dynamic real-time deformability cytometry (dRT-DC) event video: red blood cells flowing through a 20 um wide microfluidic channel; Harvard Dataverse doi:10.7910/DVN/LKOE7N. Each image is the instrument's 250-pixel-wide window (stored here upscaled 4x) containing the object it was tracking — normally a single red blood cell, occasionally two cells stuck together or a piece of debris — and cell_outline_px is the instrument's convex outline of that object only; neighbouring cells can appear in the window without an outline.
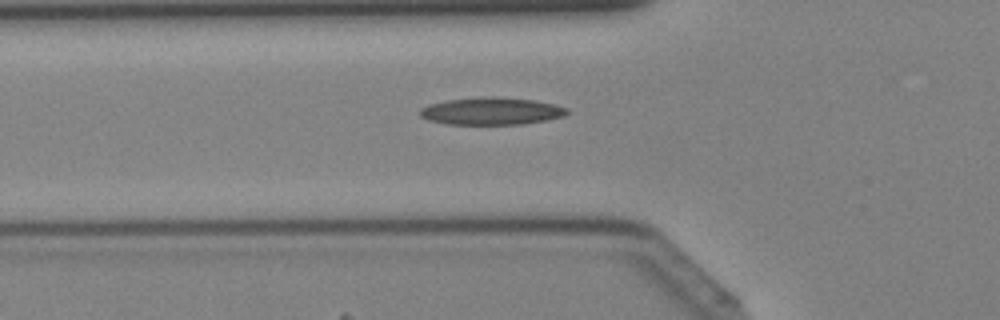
{"species": "Egyptian fruit bat (a non-hibernating species)", "species_latin": "Rousettus aegyptiacus", "temperature_condition": "cold", "stored_images_in_passage": 42, "camera_frame_rate_fps": 3000, "um_per_image_px": 0.085, "animal": {"sex": "female"}, "frame": {"image": 1, "passage_image": 15, "time_ms": 4.667, "image_size_px": [1000, 320], "cell_outline_px": [[568, 112], [564, 116], [524, 124], [448, 124], [428, 120], [420, 116], [420, 108], [428, 104], [444, 100], [484, 96], [532, 100], [552, 104], [568, 108]], "centroid_in_image_um": [41.71, 9.44], "position_along_channel_um": 84.1, "area_um2": 23.29}}
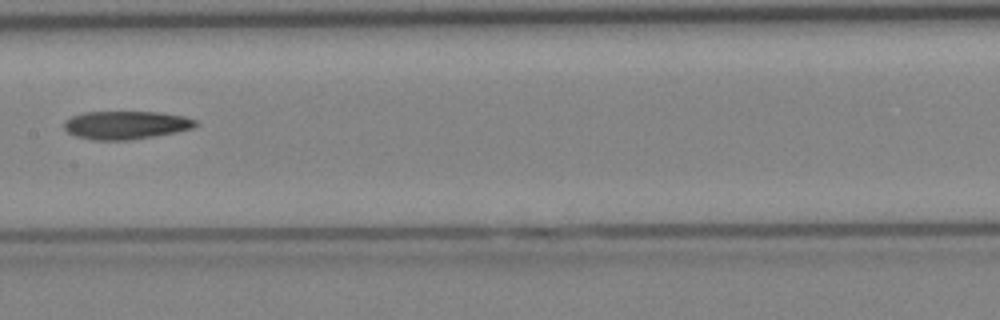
{"frame": {"image": 2, "passage_image": 22, "time_ms": 7.0, "image_size_px": [1000, 320], "cell_outline_px": [[200, 124], [192, 128], [176, 132], [132, 140], [92, 140], [76, 136], [68, 132], [64, 128], [64, 120], [72, 116], [84, 112], [160, 112], [184, 116], [196, 120]], "centroid_in_image_um": [10.71, 10.63], "position_along_channel_um": 196.7, "area_um2": 21.73}}
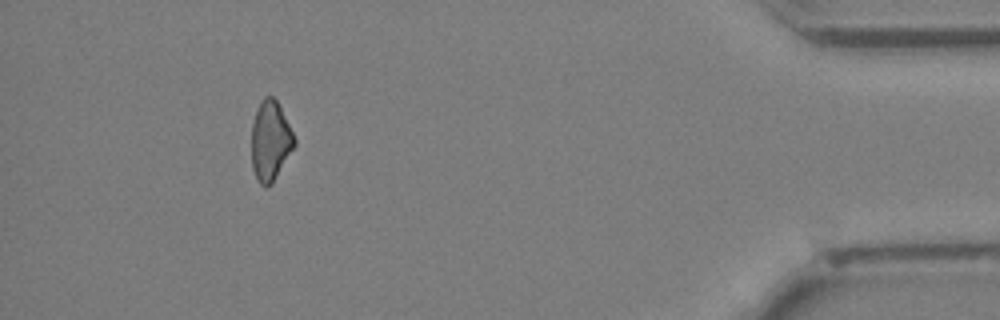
{"frame": {"image": 3, "passage_image": 39, "time_ms": 12.667, "image_size_px": [1000, 320], "cell_outline_px": [[296, 144], [272, 184], [264, 188], [260, 184], [252, 168], [252, 124], [256, 108], [260, 100], [264, 96], [272, 96], [276, 100], [296, 140]], "centroid_in_image_um": [22.96, 11.98], "position_along_channel_um": 412.2, "area_um2": 19.83}}